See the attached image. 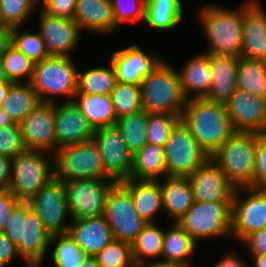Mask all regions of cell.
I'll return each mask as SVG.
<instances>
[{
  "label": "cell",
  "instance_id": "cell-1",
  "mask_svg": "<svg viewBox=\"0 0 266 267\" xmlns=\"http://www.w3.org/2000/svg\"><path fill=\"white\" fill-rule=\"evenodd\" d=\"M180 120L210 156L236 132L225 103L205 98L188 99Z\"/></svg>",
  "mask_w": 266,
  "mask_h": 267
},
{
  "label": "cell",
  "instance_id": "cell-2",
  "mask_svg": "<svg viewBox=\"0 0 266 267\" xmlns=\"http://www.w3.org/2000/svg\"><path fill=\"white\" fill-rule=\"evenodd\" d=\"M3 233L18 247L30 267H40L50 247L51 235L28 201H20L9 215Z\"/></svg>",
  "mask_w": 266,
  "mask_h": 267
},
{
  "label": "cell",
  "instance_id": "cell-3",
  "mask_svg": "<svg viewBox=\"0 0 266 267\" xmlns=\"http://www.w3.org/2000/svg\"><path fill=\"white\" fill-rule=\"evenodd\" d=\"M142 106L148 113L172 114L181 118L187 103L178 71L166 60L142 80Z\"/></svg>",
  "mask_w": 266,
  "mask_h": 267
},
{
  "label": "cell",
  "instance_id": "cell-4",
  "mask_svg": "<svg viewBox=\"0 0 266 267\" xmlns=\"http://www.w3.org/2000/svg\"><path fill=\"white\" fill-rule=\"evenodd\" d=\"M243 18L244 5L239 10H230L213 4L203 7L199 11V19L210 44L204 52L240 57Z\"/></svg>",
  "mask_w": 266,
  "mask_h": 267
},
{
  "label": "cell",
  "instance_id": "cell-5",
  "mask_svg": "<svg viewBox=\"0 0 266 267\" xmlns=\"http://www.w3.org/2000/svg\"><path fill=\"white\" fill-rule=\"evenodd\" d=\"M257 132L236 131L210 158L237 187H251L255 177Z\"/></svg>",
  "mask_w": 266,
  "mask_h": 267
},
{
  "label": "cell",
  "instance_id": "cell-6",
  "mask_svg": "<svg viewBox=\"0 0 266 267\" xmlns=\"http://www.w3.org/2000/svg\"><path fill=\"white\" fill-rule=\"evenodd\" d=\"M72 62L71 56H49L34 63L30 84L41 102L55 103V95L68 96L73 101L78 71Z\"/></svg>",
  "mask_w": 266,
  "mask_h": 267
},
{
  "label": "cell",
  "instance_id": "cell-7",
  "mask_svg": "<svg viewBox=\"0 0 266 267\" xmlns=\"http://www.w3.org/2000/svg\"><path fill=\"white\" fill-rule=\"evenodd\" d=\"M52 158L58 180L105 178L103 160L93 140L61 146Z\"/></svg>",
  "mask_w": 266,
  "mask_h": 267
},
{
  "label": "cell",
  "instance_id": "cell-8",
  "mask_svg": "<svg viewBox=\"0 0 266 267\" xmlns=\"http://www.w3.org/2000/svg\"><path fill=\"white\" fill-rule=\"evenodd\" d=\"M43 154L25 150L12 158L9 190L20 201H29L55 177L54 161L50 163Z\"/></svg>",
  "mask_w": 266,
  "mask_h": 267
},
{
  "label": "cell",
  "instance_id": "cell-9",
  "mask_svg": "<svg viewBox=\"0 0 266 267\" xmlns=\"http://www.w3.org/2000/svg\"><path fill=\"white\" fill-rule=\"evenodd\" d=\"M232 205L228 201L197 202L177 223L197 242L231 235Z\"/></svg>",
  "mask_w": 266,
  "mask_h": 267
},
{
  "label": "cell",
  "instance_id": "cell-10",
  "mask_svg": "<svg viewBox=\"0 0 266 267\" xmlns=\"http://www.w3.org/2000/svg\"><path fill=\"white\" fill-rule=\"evenodd\" d=\"M164 149L170 177H188L210 159L181 120L172 129Z\"/></svg>",
  "mask_w": 266,
  "mask_h": 267
},
{
  "label": "cell",
  "instance_id": "cell-11",
  "mask_svg": "<svg viewBox=\"0 0 266 267\" xmlns=\"http://www.w3.org/2000/svg\"><path fill=\"white\" fill-rule=\"evenodd\" d=\"M71 219L104 215L109 193L118 181L112 178L63 181Z\"/></svg>",
  "mask_w": 266,
  "mask_h": 267
},
{
  "label": "cell",
  "instance_id": "cell-12",
  "mask_svg": "<svg viewBox=\"0 0 266 267\" xmlns=\"http://www.w3.org/2000/svg\"><path fill=\"white\" fill-rule=\"evenodd\" d=\"M106 218L113 237L132 244L147 222L137 213L130 191L118 182L109 193L105 206Z\"/></svg>",
  "mask_w": 266,
  "mask_h": 267
},
{
  "label": "cell",
  "instance_id": "cell-13",
  "mask_svg": "<svg viewBox=\"0 0 266 267\" xmlns=\"http://www.w3.org/2000/svg\"><path fill=\"white\" fill-rule=\"evenodd\" d=\"M242 191L248 194L244 200L240 197ZM263 228H266V189L237 188L232 202V237L243 242Z\"/></svg>",
  "mask_w": 266,
  "mask_h": 267
},
{
  "label": "cell",
  "instance_id": "cell-14",
  "mask_svg": "<svg viewBox=\"0 0 266 267\" xmlns=\"http://www.w3.org/2000/svg\"><path fill=\"white\" fill-rule=\"evenodd\" d=\"M28 202L51 236L68 232L70 222L64 221L71 214L63 181L54 177Z\"/></svg>",
  "mask_w": 266,
  "mask_h": 267
},
{
  "label": "cell",
  "instance_id": "cell-15",
  "mask_svg": "<svg viewBox=\"0 0 266 267\" xmlns=\"http://www.w3.org/2000/svg\"><path fill=\"white\" fill-rule=\"evenodd\" d=\"M95 142L105 167V178L118 182L130 179L134 154L127 147L121 132L116 126L94 131Z\"/></svg>",
  "mask_w": 266,
  "mask_h": 267
},
{
  "label": "cell",
  "instance_id": "cell-16",
  "mask_svg": "<svg viewBox=\"0 0 266 267\" xmlns=\"http://www.w3.org/2000/svg\"><path fill=\"white\" fill-rule=\"evenodd\" d=\"M55 103H39L20 123L26 150L44 151L52 156L60 148L55 135Z\"/></svg>",
  "mask_w": 266,
  "mask_h": 267
},
{
  "label": "cell",
  "instance_id": "cell-17",
  "mask_svg": "<svg viewBox=\"0 0 266 267\" xmlns=\"http://www.w3.org/2000/svg\"><path fill=\"white\" fill-rule=\"evenodd\" d=\"M197 202L228 201L231 205L237 187L210 158L188 176Z\"/></svg>",
  "mask_w": 266,
  "mask_h": 267
},
{
  "label": "cell",
  "instance_id": "cell-18",
  "mask_svg": "<svg viewBox=\"0 0 266 267\" xmlns=\"http://www.w3.org/2000/svg\"><path fill=\"white\" fill-rule=\"evenodd\" d=\"M225 105L236 131L263 134L266 130V98L237 88Z\"/></svg>",
  "mask_w": 266,
  "mask_h": 267
},
{
  "label": "cell",
  "instance_id": "cell-19",
  "mask_svg": "<svg viewBox=\"0 0 266 267\" xmlns=\"http://www.w3.org/2000/svg\"><path fill=\"white\" fill-rule=\"evenodd\" d=\"M39 33L42 36L49 56L69 57L78 45L81 36L79 25L74 19L54 17L40 9Z\"/></svg>",
  "mask_w": 266,
  "mask_h": 267
},
{
  "label": "cell",
  "instance_id": "cell-20",
  "mask_svg": "<svg viewBox=\"0 0 266 267\" xmlns=\"http://www.w3.org/2000/svg\"><path fill=\"white\" fill-rule=\"evenodd\" d=\"M160 55L145 53L138 45L125 47L112 54V63L117 77V82L141 85L162 61Z\"/></svg>",
  "mask_w": 266,
  "mask_h": 267
},
{
  "label": "cell",
  "instance_id": "cell-21",
  "mask_svg": "<svg viewBox=\"0 0 266 267\" xmlns=\"http://www.w3.org/2000/svg\"><path fill=\"white\" fill-rule=\"evenodd\" d=\"M255 0L244 3L241 56L266 61V13Z\"/></svg>",
  "mask_w": 266,
  "mask_h": 267
},
{
  "label": "cell",
  "instance_id": "cell-22",
  "mask_svg": "<svg viewBox=\"0 0 266 267\" xmlns=\"http://www.w3.org/2000/svg\"><path fill=\"white\" fill-rule=\"evenodd\" d=\"M56 105L55 103L54 122L59 147L92 140L94 129L74 101L67 100L59 106Z\"/></svg>",
  "mask_w": 266,
  "mask_h": 267
},
{
  "label": "cell",
  "instance_id": "cell-23",
  "mask_svg": "<svg viewBox=\"0 0 266 267\" xmlns=\"http://www.w3.org/2000/svg\"><path fill=\"white\" fill-rule=\"evenodd\" d=\"M68 233L87 256L95 257L114 240L104 215L83 219H71Z\"/></svg>",
  "mask_w": 266,
  "mask_h": 267
},
{
  "label": "cell",
  "instance_id": "cell-24",
  "mask_svg": "<svg viewBox=\"0 0 266 267\" xmlns=\"http://www.w3.org/2000/svg\"><path fill=\"white\" fill-rule=\"evenodd\" d=\"M239 57L227 54L209 53L212 73L211 89L206 100L226 103L234 94L237 86V66Z\"/></svg>",
  "mask_w": 266,
  "mask_h": 267
},
{
  "label": "cell",
  "instance_id": "cell-25",
  "mask_svg": "<svg viewBox=\"0 0 266 267\" xmlns=\"http://www.w3.org/2000/svg\"><path fill=\"white\" fill-rule=\"evenodd\" d=\"M75 22L80 30L92 33H111L117 29L111 0H76Z\"/></svg>",
  "mask_w": 266,
  "mask_h": 267
},
{
  "label": "cell",
  "instance_id": "cell-26",
  "mask_svg": "<svg viewBox=\"0 0 266 267\" xmlns=\"http://www.w3.org/2000/svg\"><path fill=\"white\" fill-rule=\"evenodd\" d=\"M178 73L183 93L187 99L207 96L212 84L209 53L202 52V54L192 57Z\"/></svg>",
  "mask_w": 266,
  "mask_h": 267
},
{
  "label": "cell",
  "instance_id": "cell-27",
  "mask_svg": "<svg viewBox=\"0 0 266 267\" xmlns=\"http://www.w3.org/2000/svg\"><path fill=\"white\" fill-rule=\"evenodd\" d=\"M121 183L130 191L135 209L147 223L163 209L162 191L159 180L126 179Z\"/></svg>",
  "mask_w": 266,
  "mask_h": 267
},
{
  "label": "cell",
  "instance_id": "cell-28",
  "mask_svg": "<svg viewBox=\"0 0 266 267\" xmlns=\"http://www.w3.org/2000/svg\"><path fill=\"white\" fill-rule=\"evenodd\" d=\"M160 180L163 210L177 222L195 202L189 179L166 176L163 182Z\"/></svg>",
  "mask_w": 266,
  "mask_h": 267
},
{
  "label": "cell",
  "instance_id": "cell-29",
  "mask_svg": "<svg viewBox=\"0 0 266 267\" xmlns=\"http://www.w3.org/2000/svg\"><path fill=\"white\" fill-rule=\"evenodd\" d=\"M74 98V103L87 118L94 131L116 125L117 117L110 95L76 93Z\"/></svg>",
  "mask_w": 266,
  "mask_h": 267
},
{
  "label": "cell",
  "instance_id": "cell-30",
  "mask_svg": "<svg viewBox=\"0 0 266 267\" xmlns=\"http://www.w3.org/2000/svg\"><path fill=\"white\" fill-rule=\"evenodd\" d=\"M164 232L162 246V263L174 264L180 267H192L188 261L197 247L196 242L177 222Z\"/></svg>",
  "mask_w": 266,
  "mask_h": 267
},
{
  "label": "cell",
  "instance_id": "cell-31",
  "mask_svg": "<svg viewBox=\"0 0 266 267\" xmlns=\"http://www.w3.org/2000/svg\"><path fill=\"white\" fill-rule=\"evenodd\" d=\"M167 176L164 147L145 144L134 154L130 179L159 180Z\"/></svg>",
  "mask_w": 266,
  "mask_h": 267
},
{
  "label": "cell",
  "instance_id": "cell-32",
  "mask_svg": "<svg viewBox=\"0 0 266 267\" xmlns=\"http://www.w3.org/2000/svg\"><path fill=\"white\" fill-rule=\"evenodd\" d=\"M39 103V96L30 82L12 83L1 108L19 124Z\"/></svg>",
  "mask_w": 266,
  "mask_h": 267
},
{
  "label": "cell",
  "instance_id": "cell-33",
  "mask_svg": "<svg viewBox=\"0 0 266 267\" xmlns=\"http://www.w3.org/2000/svg\"><path fill=\"white\" fill-rule=\"evenodd\" d=\"M183 20L180 0H146L145 23L157 30L176 28Z\"/></svg>",
  "mask_w": 266,
  "mask_h": 267
},
{
  "label": "cell",
  "instance_id": "cell-34",
  "mask_svg": "<svg viewBox=\"0 0 266 267\" xmlns=\"http://www.w3.org/2000/svg\"><path fill=\"white\" fill-rule=\"evenodd\" d=\"M116 83V72L110 62L109 67H94L83 72L79 71L76 93L110 95Z\"/></svg>",
  "mask_w": 266,
  "mask_h": 267
},
{
  "label": "cell",
  "instance_id": "cell-35",
  "mask_svg": "<svg viewBox=\"0 0 266 267\" xmlns=\"http://www.w3.org/2000/svg\"><path fill=\"white\" fill-rule=\"evenodd\" d=\"M237 86L254 95L266 98V61L239 57Z\"/></svg>",
  "mask_w": 266,
  "mask_h": 267
},
{
  "label": "cell",
  "instance_id": "cell-36",
  "mask_svg": "<svg viewBox=\"0 0 266 267\" xmlns=\"http://www.w3.org/2000/svg\"><path fill=\"white\" fill-rule=\"evenodd\" d=\"M163 241L164 232L162 229H159L155 222L147 223L131 244L135 264L147 263V257L161 256Z\"/></svg>",
  "mask_w": 266,
  "mask_h": 267
},
{
  "label": "cell",
  "instance_id": "cell-37",
  "mask_svg": "<svg viewBox=\"0 0 266 267\" xmlns=\"http://www.w3.org/2000/svg\"><path fill=\"white\" fill-rule=\"evenodd\" d=\"M147 123L148 112L144 109L117 119L115 126L121 132L127 147L133 154L147 144Z\"/></svg>",
  "mask_w": 266,
  "mask_h": 267
},
{
  "label": "cell",
  "instance_id": "cell-38",
  "mask_svg": "<svg viewBox=\"0 0 266 267\" xmlns=\"http://www.w3.org/2000/svg\"><path fill=\"white\" fill-rule=\"evenodd\" d=\"M110 97L117 119L143 110L141 85L117 82Z\"/></svg>",
  "mask_w": 266,
  "mask_h": 267
},
{
  "label": "cell",
  "instance_id": "cell-39",
  "mask_svg": "<svg viewBox=\"0 0 266 267\" xmlns=\"http://www.w3.org/2000/svg\"><path fill=\"white\" fill-rule=\"evenodd\" d=\"M54 242L56 243L52 252V260L55 267H76L87 258L68 232L52 235L50 247L54 245Z\"/></svg>",
  "mask_w": 266,
  "mask_h": 267
},
{
  "label": "cell",
  "instance_id": "cell-40",
  "mask_svg": "<svg viewBox=\"0 0 266 267\" xmlns=\"http://www.w3.org/2000/svg\"><path fill=\"white\" fill-rule=\"evenodd\" d=\"M20 28V26L12 28L11 44L33 63L49 57L45 42L40 33H32L29 30L20 31Z\"/></svg>",
  "mask_w": 266,
  "mask_h": 267
},
{
  "label": "cell",
  "instance_id": "cell-41",
  "mask_svg": "<svg viewBox=\"0 0 266 267\" xmlns=\"http://www.w3.org/2000/svg\"><path fill=\"white\" fill-rule=\"evenodd\" d=\"M6 77L13 83H20L23 78L30 82L34 63L12 44L8 46L1 56Z\"/></svg>",
  "mask_w": 266,
  "mask_h": 267
},
{
  "label": "cell",
  "instance_id": "cell-42",
  "mask_svg": "<svg viewBox=\"0 0 266 267\" xmlns=\"http://www.w3.org/2000/svg\"><path fill=\"white\" fill-rule=\"evenodd\" d=\"M95 259L99 267H134L132 245L120 240H113L106 245Z\"/></svg>",
  "mask_w": 266,
  "mask_h": 267
},
{
  "label": "cell",
  "instance_id": "cell-43",
  "mask_svg": "<svg viewBox=\"0 0 266 267\" xmlns=\"http://www.w3.org/2000/svg\"><path fill=\"white\" fill-rule=\"evenodd\" d=\"M180 117L172 114L148 113L147 143L164 147Z\"/></svg>",
  "mask_w": 266,
  "mask_h": 267
},
{
  "label": "cell",
  "instance_id": "cell-44",
  "mask_svg": "<svg viewBox=\"0 0 266 267\" xmlns=\"http://www.w3.org/2000/svg\"><path fill=\"white\" fill-rule=\"evenodd\" d=\"M0 3L5 23L13 28L22 26L39 2L37 0H0Z\"/></svg>",
  "mask_w": 266,
  "mask_h": 267
},
{
  "label": "cell",
  "instance_id": "cell-45",
  "mask_svg": "<svg viewBox=\"0 0 266 267\" xmlns=\"http://www.w3.org/2000/svg\"><path fill=\"white\" fill-rule=\"evenodd\" d=\"M115 23L119 27L125 22L145 21L146 0H111Z\"/></svg>",
  "mask_w": 266,
  "mask_h": 267
},
{
  "label": "cell",
  "instance_id": "cell-46",
  "mask_svg": "<svg viewBox=\"0 0 266 267\" xmlns=\"http://www.w3.org/2000/svg\"><path fill=\"white\" fill-rule=\"evenodd\" d=\"M25 150L20 125L0 127V155L12 159Z\"/></svg>",
  "mask_w": 266,
  "mask_h": 267
},
{
  "label": "cell",
  "instance_id": "cell-47",
  "mask_svg": "<svg viewBox=\"0 0 266 267\" xmlns=\"http://www.w3.org/2000/svg\"><path fill=\"white\" fill-rule=\"evenodd\" d=\"M251 187L266 189V136L261 133H257L255 177Z\"/></svg>",
  "mask_w": 266,
  "mask_h": 267
},
{
  "label": "cell",
  "instance_id": "cell-48",
  "mask_svg": "<svg viewBox=\"0 0 266 267\" xmlns=\"http://www.w3.org/2000/svg\"><path fill=\"white\" fill-rule=\"evenodd\" d=\"M76 0H44L41 9L54 17L73 19Z\"/></svg>",
  "mask_w": 266,
  "mask_h": 267
},
{
  "label": "cell",
  "instance_id": "cell-49",
  "mask_svg": "<svg viewBox=\"0 0 266 267\" xmlns=\"http://www.w3.org/2000/svg\"><path fill=\"white\" fill-rule=\"evenodd\" d=\"M20 200L9 190H0V232H3L5 224L14 207Z\"/></svg>",
  "mask_w": 266,
  "mask_h": 267
},
{
  "label": "cell",
  "instance_id": "cell-50",
  "mask_svg": "<svg viewBox=\"0 0 266 267\" xmlns=\"http://www.w3.org/2000/svg\"><path fill=\"white\" fill-rule=\"evenodd\" d=\"M19 255L18 247L3 232H0V267H6Z\"/></svg>",
  "mask_w": 266,
  "mask_h": 267
},
{
  "label": "cell",
  "instance_id": "cell-51",
  "mask_svg": "<svg viewBox=\"0 0 266 267\" xmlns=\"http://www.w3.org/2000/svg\"><path fill=\"white\" fill-rule=\"evenodd\" d=\"M243 242L249 248L250 255L266 254V228L256 231Z\"/></svg>",
  "mask_w": 266,
  "mask_h": 267
},
{
  "label": "cell",
  "instance_id": "cell-52",
  "mask_svg": "<svg viewBox=\"0 0 266 267\" xmlns=\"http://www.w3.org/2000/svg\"><path fill=\"white\" fill-rule=\"evenodd\" d=\"M12 159L0 155V190H7L11 183Z\"/></svg>",
  "mask_w": 266,
  "mask_h": 267
},
{
  "label": "cell",
  "instance_id": "cell-53",
  "mask_svg": "<svg viewBox=\"0 0 266 267\" xmlns=\"http://www.w3.org/2000/svg\"><path fill=\"white\" fill-rule=\"evenodd\" d=\"M214 267H248L239 257L233 253L226 254Z\"/></svg>",
  "mask_w": 266,
  "mask_h": 267
},
{
  "label": "cell",
  "instance_id": "cell-54",
  "mask_svg": "<svg viewBox=\"0 0 266 267\" xmlns=\"http://www.w3.org/2000/svg\"><path fill=\"white\" fill-rule=\"evenodd\" d=\"M11 31L12 29H0V57L11 44Z\"/></svg>",
  "mask_w": 266,
  "mask_h": 267
},
{
  "label": "cell",
  "instance_id": "cell-55",
  "mask_svg": "<svg viewBox=\"0 0 266 267\" xmlns=\"http://www.w3.org/2000/svg\"><path fill=\"white\" fill-rule=\"evenodd\" d=\"M19 125L0 107V127Z\"/></svg>",
  "mask_w": 266,
  "mask_h": 267
},
{
  "label": "cell",
  "instance_id": "cell-56",
  "mask_svg": "<svg viewBox=\"0 0 266 267\" xmlns=\"http://www.w3.org/2000/svg\"><path fill=\"white\" fill-rule=\"evenodd\" d=\"M134 267H180L174 264L162 263L160 261L147 262L144 264H135Z\"/></svg>",
  "mask_w": 266,
  "mask_h": 267
},
{
  "label": "cell",
  "instance_id": "cell-57",
  "mask_svg": "<svg viewBox=\"0 0 266 267\" xmlns=\"http://www.w3.org/2000/svg\"><path fill=\"white\" fill-rule=\"evenodd\" d=\"M12 83L13 82H0V107L2 106L3 100L6 98L7 92Z\"/></svg>",
  "mask_w": 266,
  "mask_h": 267
},
{
  "label": "cell",
  "instance_id": "cell-58",
  "mask_svg": "<svg viewBox=\"0 0 266 267\" xmlns=\"http://www.w3.org/2000/svg\"><path fill=\"white\" fill-rule=\"evenodd\" d=\"M254 259L253 267H266V254L251 255Z\"/></svg>",
  "mask_w": 266,
  "mask_h": 267
},
{
  "label": "cell",
  "instance_id": "cell-59",
  "mask_svg": "<svg viewBox=\"0 0 266 267\" xmlns=\"http://www.w3.org/2000/svg\"><path fill=\"white\" fill-rule=\"evenodd\" d=\"M76 267H99V266L97 264L95 257L87 256V258L84 261H82L79 264V266Z\"/></svg>",
  "mask_w": 266,
  "mask_h": 267
},
{
  "label": "cell",
  "instance_id": "cell-60",
  "mask_svg": "<svg viewBox=\"0 0 266 267\" xmlns=\"http://www.w3.org/2000/svg\"><path fill=\"white\" fill-rule=\"evenodd\" d=\"M0 82H11L6 77V74H5V70H4V67H3V62H2L1 57H0Z\"/></svg>",
  "mask_w": 266,
  "mask_h": 267
},
{
  "label": "cell",
  "instance_id": "cell-61",
  "mask_svg": "<svg viewBox=\"0 0 266 267\" xmlns=\"http://www.w3.org/2000/svg\"><path fill=\"white\" fill-rule=\"evenodd\" d=\"M0 29H12L11 27H9L4 19H3V13H2V8H1V3H0Z\"/></svg>",
  "mask_w": 266,
  "mask_h": 267
}]
</instances>
